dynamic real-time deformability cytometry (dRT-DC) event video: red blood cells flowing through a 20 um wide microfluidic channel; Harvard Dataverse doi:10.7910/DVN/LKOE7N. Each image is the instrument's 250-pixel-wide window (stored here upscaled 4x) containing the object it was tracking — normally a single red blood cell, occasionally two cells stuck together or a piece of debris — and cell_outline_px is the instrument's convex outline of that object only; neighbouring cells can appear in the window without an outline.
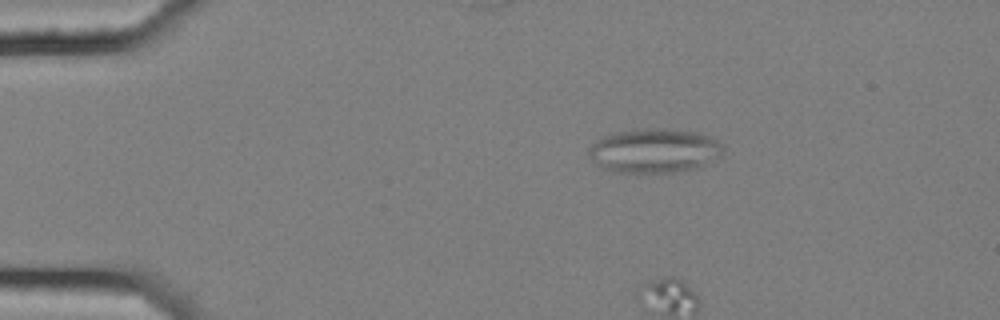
{"species": "common noctule bat (a hibernating species)", "species_latin": "Nyctalus noctula", "temperature_condition": "cold", "stored_images_in_passage": 8, "camera_frame_rate_fps": 3000, "um_per_image_px": 0.085, "animal": {"sex": "female", "body_mass_g": 25.1}, "frame": {"image": 1, "passage_image": 3, "time_ms": 0.667, "image_size_px": [1000, 320], "cell_outline_px": [[724, 152], [720, 156], [700, 168], [676, 172], [616, 172], [604, 168], [596, 164], [588, 156], [588, 148], [596, 140], [612, 132], [636, 128], [668, 128], [696, 132], [708, 136], [724, 144]], "centroid_in_image_um": [55.63, 12.79], "position_along_channel_um": 29.4, "area_um2": 35.2}}